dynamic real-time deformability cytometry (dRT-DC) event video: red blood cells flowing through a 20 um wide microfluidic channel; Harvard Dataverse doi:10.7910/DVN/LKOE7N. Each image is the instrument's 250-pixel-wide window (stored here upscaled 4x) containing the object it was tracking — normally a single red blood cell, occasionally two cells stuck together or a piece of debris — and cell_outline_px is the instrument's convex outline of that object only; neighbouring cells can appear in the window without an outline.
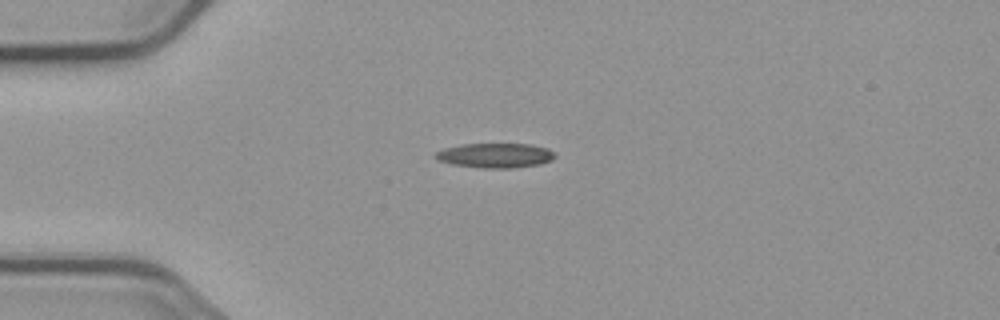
{"species": "common noctule bat (a hibernating species)", "species_latin": "Nyctalus noctula", "temperature_condition": "cold", "stored_images_in_passage": 2, "camera_frame_rate_fps": 3000, "um_per_image_px": 0.085, "animal": {"sex": "male", "body_mass_g": 23.1, "forearm_length_mm": 52.7}, "frame": {"image": 1, "passage_image": 1, "time_ms": 0.0, "image_size_px": [1000, 320], "cell_outline_px": [[556, 156], [552, 160], [540, 164], [512, 168], [484, 168], [452, 164], [440, 160], [432, 156], [436, 152], [444, 148], [460, 144], [532, 144], [548, 148]], "centroid_in_image_um": [42.1, 13.21], "position_along_channel_um": 42.9, "area_um2": 17.17}}